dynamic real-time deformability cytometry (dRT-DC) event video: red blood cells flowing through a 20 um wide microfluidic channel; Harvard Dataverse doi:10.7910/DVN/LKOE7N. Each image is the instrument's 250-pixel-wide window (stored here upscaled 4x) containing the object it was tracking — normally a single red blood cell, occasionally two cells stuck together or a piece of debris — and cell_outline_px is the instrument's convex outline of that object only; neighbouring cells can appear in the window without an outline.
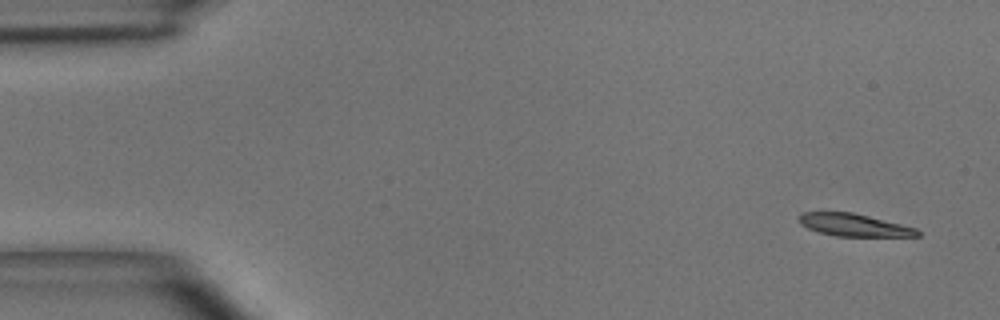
{"species": "common noctule bat (a hibernating species)", "species_latin": "Nyctalus noctula", "temperature_condition": "room temperature", "stored_images_in_passage": 30, "camera_frame_rate_fps": 3000, "um_per_image_px": 0.085, "animal": {"sex": "male", "body_mass_g": 15.6}, "frame": {"image": 1, "passage_image": 2, "time_ms": 0.333, "image_size_px": [1000, 320], "cell_outline_px": [[920, 236], [836, 236], [820, 232], [808, 228], [800, 224], [800, 212], [852, 212], [916, 228], [920, 232]], "centroid_in_image_um": [72.58, 19.12], "position_along_channel_um": 12.4, "area_um2": 15.26}}
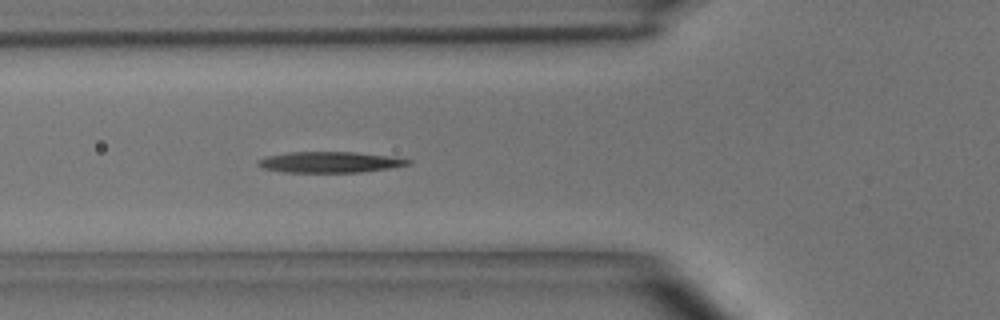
{"frame": {"image": 2, "passage_image": 17, "time_ms": 5.333, "image_size_px": [1000, 320], "cell_outline_px": [[412, 164], [388, 168], [360, 172], [284, 172], [264, 168], [256, 164], [256, 160], [268, 156], [292, 152], [356, 152], [388, 156], [412, 160]], "centroid_in_image_um": [28.03, 13.78], "position_along_channel_um": 97.8, "area_um2": 18.09}}
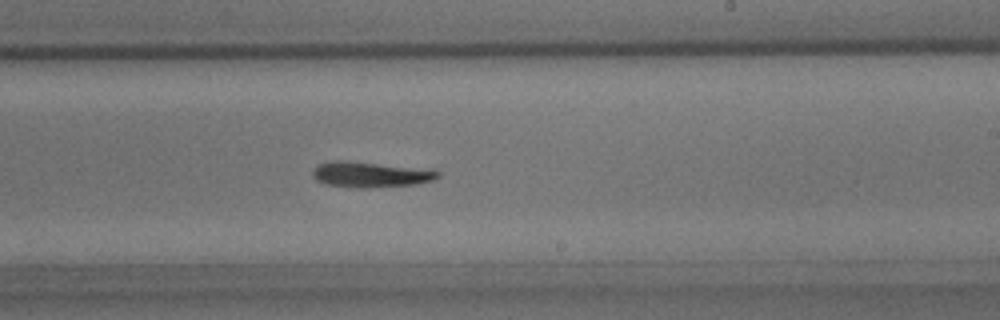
{"frame": {"image": 3, "passage_image": 29, "time_ms": 9.333, "image_size_px": [1000, 320], "cell_outline_px": [[440, 176], [432, 180], [416, 184], [368, 188], [356, 188], [324, 184], [316, 180], [312, 176], [312, 172], [316, 164], [332, 160], [340, 160], [376, 164], [440, 172]], "centroid_in_image_um": [31.33, 14.85], "position_along_channel_um": 257.7, "area_um2": 18.15}}